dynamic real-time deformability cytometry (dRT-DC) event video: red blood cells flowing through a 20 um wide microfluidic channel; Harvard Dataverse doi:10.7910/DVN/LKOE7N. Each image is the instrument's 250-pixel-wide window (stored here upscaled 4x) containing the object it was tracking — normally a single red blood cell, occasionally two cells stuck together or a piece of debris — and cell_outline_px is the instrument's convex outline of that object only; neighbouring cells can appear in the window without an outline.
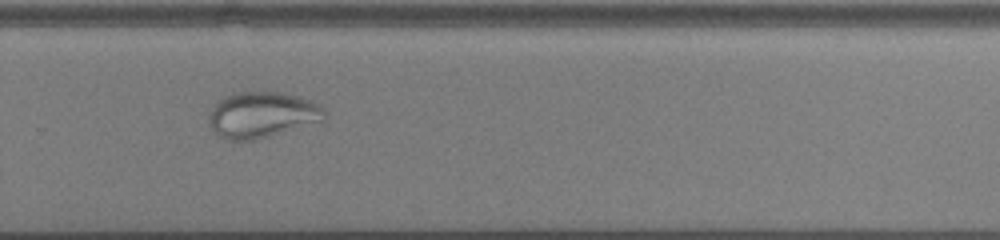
{"species": "common noctule bat (a hibernating species)", "species_latin": "Nyctalus noctula", "temperature_condition": "cold", "stored_images_in_passage": 40, "camera_frame_rate_fps": 3000, "um_per_image_px": 0.085, "animal": {"sex": "male", "body_mass_g": 13.0, "forearm_length_mm": 53.1}, "frame": {"image": 1, "passage_image": 23, "time_ms": 7.333, "image_size_px": [1000, 240], "cell_outline_px": [[324, 112], [320, 120], [256, 140], [228, 140], [220, 136], [208, 124], [208, 116], [212, 108], [224, 96], [240, 92], [276, 92], [296, 96], [320, 104], [324, 108]], "centroid_in_image_um": [22.2, 9.76], "position_along_channel_um": 307.6, "area_um2": 30.17}}